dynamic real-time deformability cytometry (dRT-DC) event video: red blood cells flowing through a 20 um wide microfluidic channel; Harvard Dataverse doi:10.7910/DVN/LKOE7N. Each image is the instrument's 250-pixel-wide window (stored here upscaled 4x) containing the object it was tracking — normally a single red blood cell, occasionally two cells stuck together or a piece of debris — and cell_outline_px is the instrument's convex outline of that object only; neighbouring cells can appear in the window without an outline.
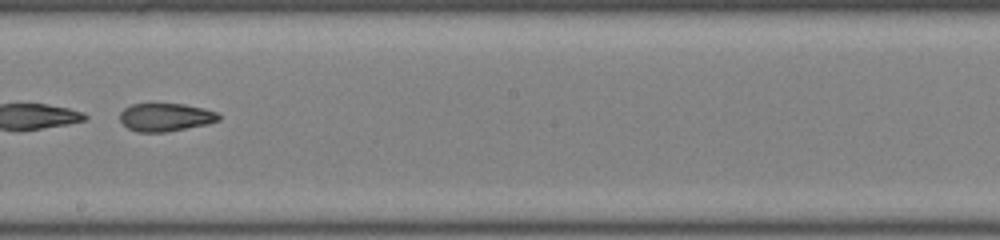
{"species": "common noctule bat (a hibernating species)", "species_latin": "Nyctalus noctula", "temperature_condition": "room temperature", "stored_images_in_passage": 48, "camera_frame_rate_fps": 3000, "um_per_image_px": 0.085, "animal": {"sex": "male", "body_mass_g": 19.0, "forearm_length_mm": 50.8}, "frame": {"image": 1, "passage_image": 28, "time_ms": 9.0, "image_size_px": [1000, 240], "cell_outline_px": [[220, 120], [208, 124], [168, 132], [136, 132], [128, 128], [120, 120], [120, 112], [124, 108], [132, 104], [184, 104], [204, 108], [216, 112], [220, 116]], "centroid_in_image_um": [14.08, 9.97], "position_along_channel_um": 234.1, "area_um2": 16.24}, "authors_computed_cell_mechanics": {"area_um2": 29.9404, "velocity_mm_per_s": 4.2475, "shape_relaxation_time_tau1_ms": null, "shape_relaxation_time_tau2_ms": 4.0659, "deformation_change_tau1": null, "deformation_change_tau2": 0.1198}}